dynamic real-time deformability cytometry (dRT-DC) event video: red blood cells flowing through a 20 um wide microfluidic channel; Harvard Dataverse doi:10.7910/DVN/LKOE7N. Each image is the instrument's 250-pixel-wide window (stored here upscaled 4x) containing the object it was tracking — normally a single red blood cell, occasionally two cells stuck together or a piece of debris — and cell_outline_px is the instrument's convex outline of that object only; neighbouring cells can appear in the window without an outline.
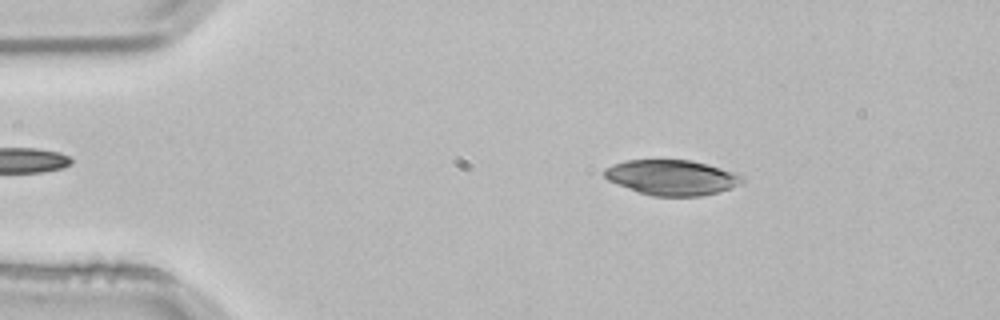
{"species": "common noctule bat (a hibernating species)", "species_latin": "Nyctalus noctula", "temperature_condition": "room temperature", "stored_images_in_passage": 2, "camera_frame_rate_fps": 3000, "um_per_image_px": 0.085, "animal": {"sex": "male", "body_mass_g": 21.5, "forearm_length_mm": 52.0}, "frame": {"image": 1, "passage_image": 1, "time_ms": 0.0, "image_size_px": [1000, 320], "cell_outline_px": [[744, 180], [728, 188], [716, 192], [700, 196], [652, 196], [640, 192], [608, 180], [604, 176], [604, 168], [612, 164], [628, 160], [692, 160], [708, 164], [736, 172], [744, 176]], "centroid_in_image_um": [57.1, 15.07], "position_along_channel_um": 27.9, "area_um2": 28.03}}